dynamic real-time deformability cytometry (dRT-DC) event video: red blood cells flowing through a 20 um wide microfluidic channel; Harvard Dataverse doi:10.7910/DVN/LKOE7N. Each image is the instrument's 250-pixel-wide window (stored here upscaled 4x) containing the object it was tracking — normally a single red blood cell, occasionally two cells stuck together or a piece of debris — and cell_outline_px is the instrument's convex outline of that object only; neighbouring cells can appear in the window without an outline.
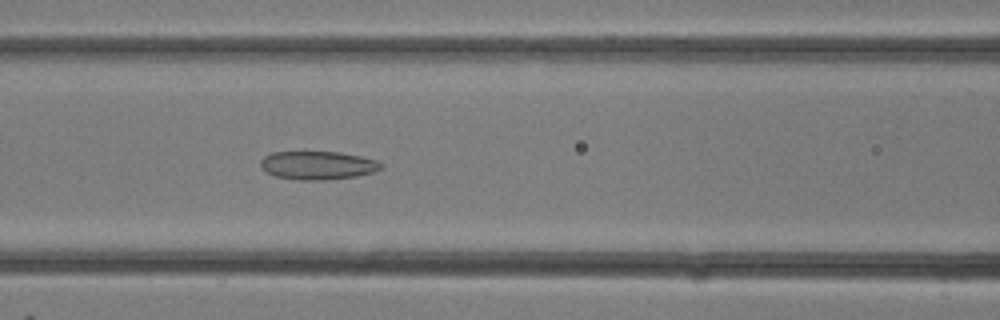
{"species": "common noctule bat (a hibernating species)", "species_latin": "Nyctalus noctula", "temperature_condition": "room temperature", "stored_images_in_passage": 14, "camera_frame_rate_fps": 3000, "um_per_image_px": 0.085, "animal": {"sex": "female"}, "frame": {"image": 1, "passage_image": 14, "time_ms": 4.333, "image_size_px": [1000, 320], "cell_outline_px": [[384, 168], [372, 172], [356, 176], [324, 180], [296, 180], [276, 176], [260, 168], [260, 160], [264, 156], [272, 152], [340, 152], [360, 156], [376, 160], [384, 164]], "centroid_in_image_um": [27.01, 14.05], "position_along_channel_um": 139.6, "area_um2": 20.0}}